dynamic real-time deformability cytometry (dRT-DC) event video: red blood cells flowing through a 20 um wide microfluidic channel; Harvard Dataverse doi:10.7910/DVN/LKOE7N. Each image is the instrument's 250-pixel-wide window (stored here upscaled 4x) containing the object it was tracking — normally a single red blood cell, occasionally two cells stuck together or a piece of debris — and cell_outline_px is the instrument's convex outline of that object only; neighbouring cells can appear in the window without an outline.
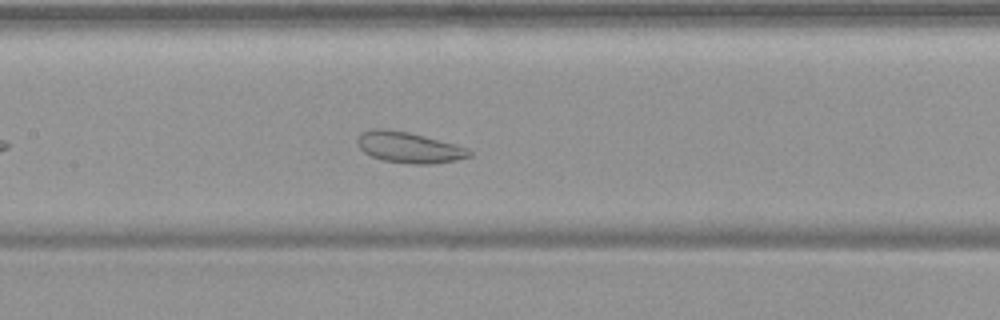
{"species": "common noctule bat (a hibernating species)", "species_latin": "Nyctalus noctula", "temperature_condition": "warm", "stored_images_in_passage": 35, "camera_frame_rate_fps": 3000, "um_per_image_px": 0.085, "animal": {"sex": "female", "body_mass_g": 19.9}, "frame": {"image": 1, "passage_image": 11, "time_ms": 3.333, "image_size_px": [1000, 320], "cell_outline_px": [[472, 156], [456, 160], [432, 164], [412, 164], [384, 160], [372, 156], [364, 152], [356, 144], [356, 140], [360, 132], [372, 128], [384, 128], [408, 132], [424, 136], [468, 148], [472, 152]], "centroid_in_image_um": [34.73, 12.52], "position_along_channel_um": 172.7, "area_um2": 20.17}}
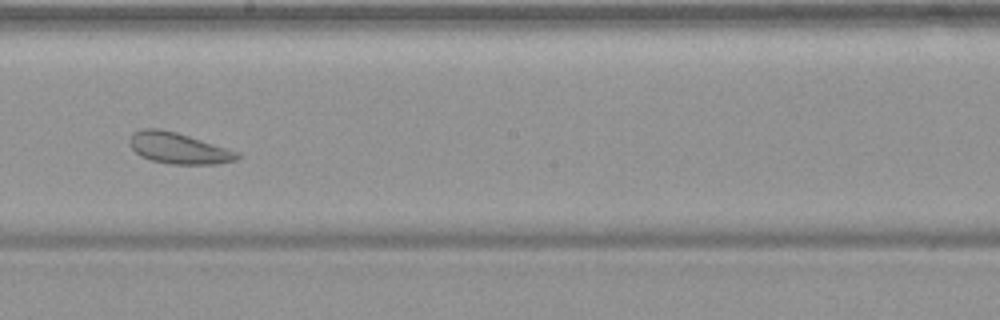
{"frame": {"image": 2, "passage_image": 16, "time_ms": 5.0, "image_size_px": [1000, 320], "cell_outline_px": [[240, 156], [236, 160], [216, 164], [172, 164], [152, 160], [140, 156], [128, 144], [128, 140], [132, 132], [140, 128], [160, 128], [176, 132], [240, 152]], "centroid_in_image_um": [15.13, 12.58], "position_along_channel_um": 233.1, "area_um2": 19.59}, "authors_computed_cell_mechanics": {"area_um2": 20.9236, "velocity_mm_per_s": 3.6733, "shape_relaxation_time_tau1_ms": null, "shape_relaxation_time_tau2_ms": 1.8033, "deformation_change_tau1": null, "deformation_change_tau2": 0.0954}}